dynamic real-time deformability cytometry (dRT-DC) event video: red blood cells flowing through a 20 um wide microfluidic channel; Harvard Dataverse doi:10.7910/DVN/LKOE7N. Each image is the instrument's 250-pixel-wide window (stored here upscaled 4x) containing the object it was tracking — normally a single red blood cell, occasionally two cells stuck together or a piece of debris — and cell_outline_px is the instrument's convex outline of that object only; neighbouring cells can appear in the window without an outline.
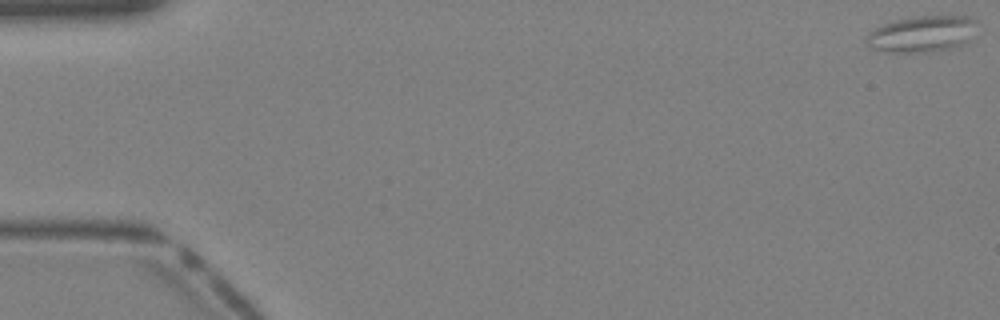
{"species": "Egyptian fruit bat (a non-hibernating species)", "species_latin": "Rousettus aegyptiacus", "temperature_condition": "warm", "stored_images_in_passage": 39, "segment_of_instrument_passage": [1, 2], "camera_frame_rate_fps": 3000, "um_per_image_px": 0.085, "animal": {"sex": "female"}, "frame": {"image": 1, "passage_image": 1, "time_ms": 0.0, "image_size_px": [1000, 320], "cell_outline_px": [[976, 20], [968, 44], [952, 48], [928, 52], [888, 52], [868, 48], [864, 40], [880, 24], [892, 20], [912, 16], [968, 16]], "centroid_in_image_um": [78.33, 2.89], "position_along_channel_um": 6.7, "area_um2": 23.64}}
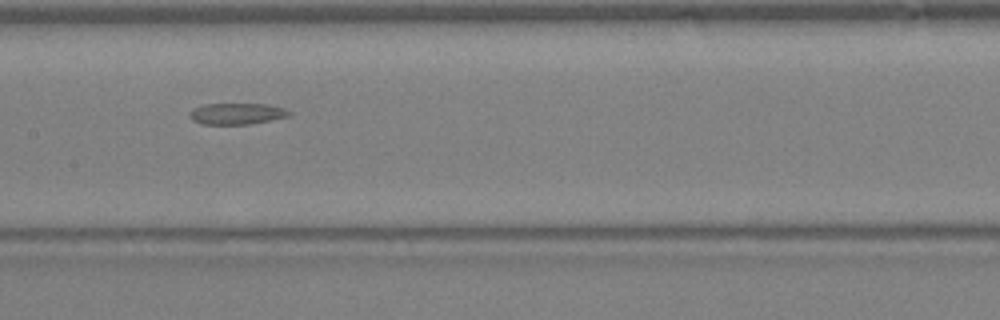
{"frame": {"image": 2, "passage_image": 21, "time_ms": 6.667, "image_size_px": [1000, 320], "cell_outline_px": [[292, 116], [248, 124], [200, 124], [192, 120], [188, 116], [192, 108], [204, 104], [268, 104], [284, 108], [292, 112]], "centroid_in_image_um": [20.13, 9.66], "position_along_channel_um": 187.3, "area_um2": 12.48}}
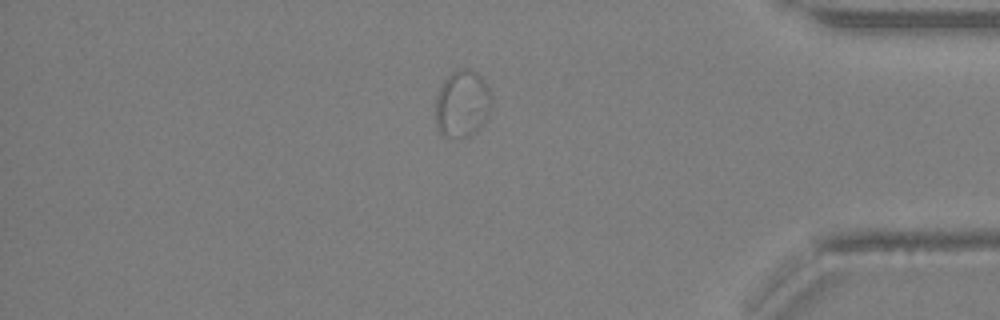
{"frame": {"image": 3, "passage_image": 35, "time_ms": 11.333, "image_size_px": [1000, 320], "cell_outline_px": [[492, 108], [480, 128], [468, 136], [444, 136], [440, 132], [436, 124], [436, 96], [444, 80], [456, 68], [468, 68], [476, 72], [480, 76], [492, 92]], "centroid_in_image_um": [39.32, 8.79], "position_along_channel_um": 395.9, "area_um2": 21.96}}